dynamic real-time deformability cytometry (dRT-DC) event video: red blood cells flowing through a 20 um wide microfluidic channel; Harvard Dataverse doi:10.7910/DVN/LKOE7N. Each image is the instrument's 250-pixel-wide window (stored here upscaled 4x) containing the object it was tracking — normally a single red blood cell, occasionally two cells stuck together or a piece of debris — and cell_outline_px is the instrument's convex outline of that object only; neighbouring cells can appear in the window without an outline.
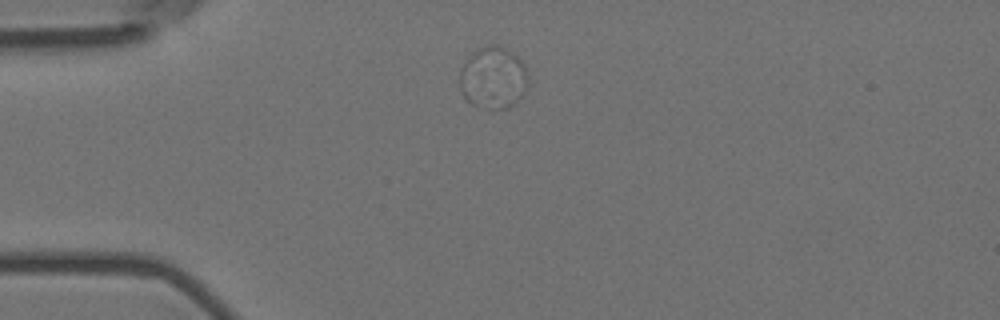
{"species": "Egyptian fruit bat (a non-hibernating species)", "species_latin": "Rousettus aegyptiacus", "temperature_condition": "room temperature", "stored_images_in_passage": 6, "camera_frame_rate_fps": 3000, "um_per_image_px": 0.085, "animal": {"sex": "female"}, "frame": {"image": 1, "passage_image": 1, "time_ms": 0.0, "image_size_px": [1000, 320], "cell_outline_px": [[528, 84], [516, 104], [508, 108], [488, 108], [472, 104], [460, 92], [460, 72], [464, 64], [472, 52], [476, 48], [484, 44], [496, 44], [504, 48], [516, 56], [524, 64], [528, 76]], "centroid_in_image_um": [41.92, 6.59], "position_along_channel_um": 43.1, "area_um2": 24.74}}
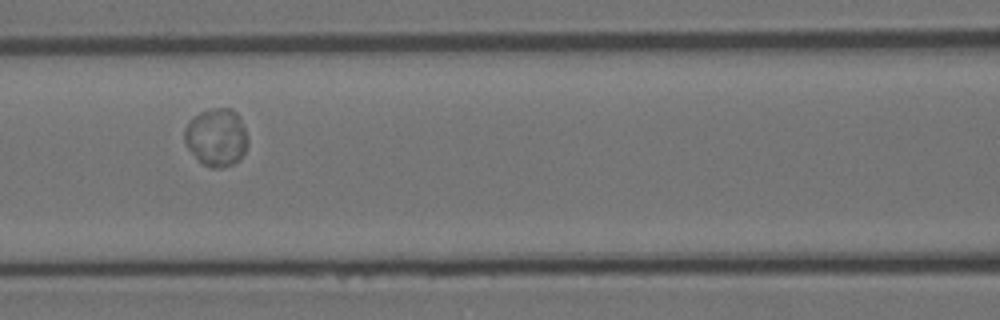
{"frame": {"image": 2, "passage_image": 4, "time_ms": 1.0, "image_size_px": [1000, 320], "cell_outline_px": [[248, 144], [240, 160], [232, 164], [220, 168], [212, 168], [196, 160], [184, 144], [184, 128], [188, 120], [192, 116], [200, 112], [216, 108], [232, 108], [240, 116], [248, 140]], "centroid_in_image_um": [18.37, 11.67], "position_along_channel_um": 148.2, "area_um2": 21.73}}
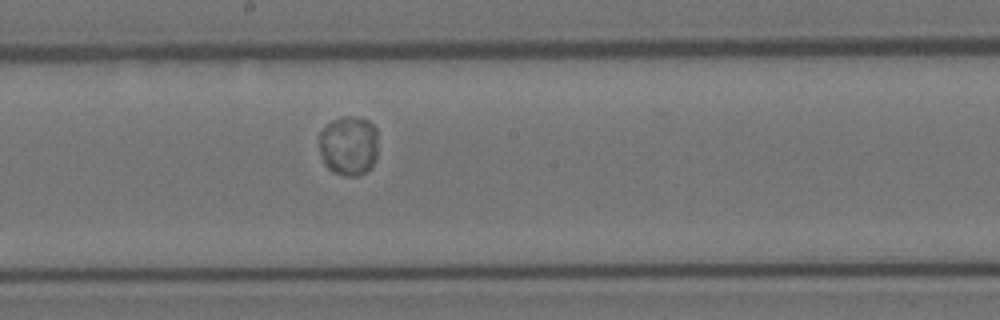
{"frame": {"image": 3, "passage_image": 6, "time_ms": 1.667, "image_size_px": [1000, 320], "cell_outline_px": [[376, 160], [364, 172], [356, 176], [344, 176], [332, 172], [324, 164], [320, 156], [320, 132], [332, 120], [340, 116], [360, 116], [368, 120], [376, 128]], "centroid_in_image_um": [29.62, 12.36], "position_along_channel_um": 218.6, "area_um2": 20.63}}